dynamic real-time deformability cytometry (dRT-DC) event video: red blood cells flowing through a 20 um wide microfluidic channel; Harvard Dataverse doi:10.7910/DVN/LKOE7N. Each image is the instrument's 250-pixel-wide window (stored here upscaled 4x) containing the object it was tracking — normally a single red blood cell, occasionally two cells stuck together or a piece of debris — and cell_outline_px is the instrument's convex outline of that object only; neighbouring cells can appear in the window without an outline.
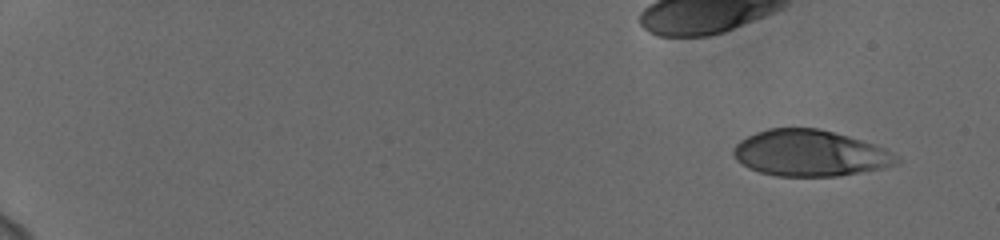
{"species": "human", "species_latin": "Homo sapiens", "temperature_condition": "cold", "stored_images_in_passage": 54, "camera_frame_rate_fps": 3000, "um_per_image_px": 0.085, "donor": {"sex": "female"}, "frame": {"image": 1, "passage_image": 1, "time_ms": 0.0, "image_size_px": [1000, 240], "cell_outline_px": [[900, 160], [896, 164], [880, 168], [840, 176], [776, 176], [760, 172], [748, 168], [736, 160], [732, 152], [732, 148], [740, 140], [756, 132], [768, 128], [820, 128], [848, 136], [884, 148], [896, 156]], "centroid_in_image_um": [68.79, 13.02], "position_along_channel_um": 16.2, "area_um2": 43.75}}
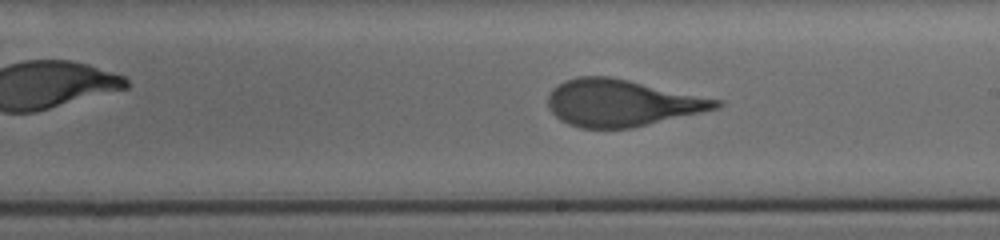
{"frame": {"image": 2, "passage_image": 33, "time_ms": 10.667, "image_size_px": [1000, 240], "cell_outline_px": [[724, 104], [720, 108], [632, 128], [580, 128], [568, 124], [560, 120], [548, 108], [548, 96], [552, 88], [564, 80], [580, 76], [608, 76], [628, 80], [724, 100]], "centroid_in_image_um": [52.86, 8.75], "position_along_channel_um": 236.1, "area_um2": 46.01}}
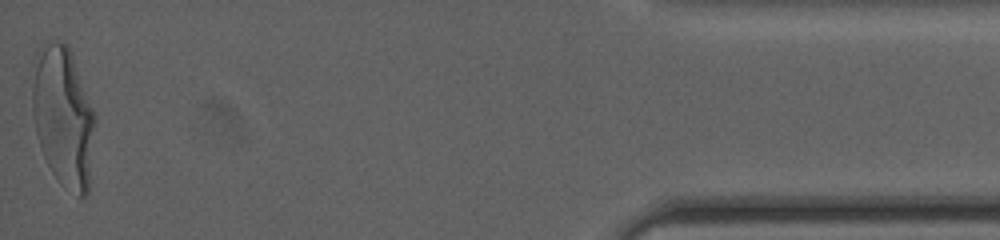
{"frame": {"image": 3, "passage_image": 54, "time_ms": 17.667, "image_size_px": [1000, 240], "cell_outline_px": [[96, 116], [88, 192], [84, 196], [80, 196], [60, 184], [52, 172], [44, 156], [36, 136], [32, 108], [32, 88], [36, 52], [44, 40], [68, 44]], "centroid_in_image_um": [5.37, 9.89], "position_along_channel_um": 429.8, "area_um2": 51.21}, "authors_computed_cell_mechanics": {"area_um2": 45.6331, "velocity_mm_per_s": 3.7275, "shape_relaxation_time_tau1_ms": 4.7235, "shape_relaxation_time_tau2_ms": null, "deformation_change_tau1": 0.2087, "deformation_change_tau2": null}}